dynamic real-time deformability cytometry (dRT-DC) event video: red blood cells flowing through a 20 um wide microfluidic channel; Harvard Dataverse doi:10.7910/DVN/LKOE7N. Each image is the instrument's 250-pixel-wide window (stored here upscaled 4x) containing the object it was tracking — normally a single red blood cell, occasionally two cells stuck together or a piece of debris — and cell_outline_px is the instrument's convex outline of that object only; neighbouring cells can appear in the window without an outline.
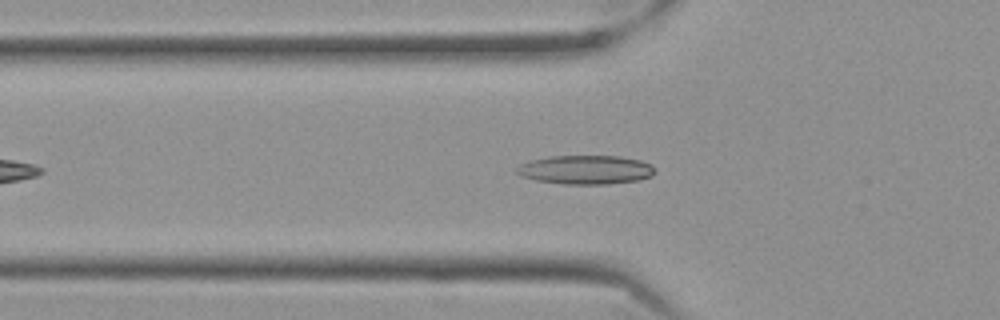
{"species": "Egyptian fruit bat (a non-hibernating species)", "species_latin": "Rousettus aegyptiacus", "temperature_condition": "cold", "stored_images_in_passage": 50, "camera_frame_rate_fps": 3000, "um_per_image_px": 0.085, "frame": {"image": 1, "passage_image": 11, "time_ms": 3.333, "image_size_px": [1000, 320], "cell_outline_px": [[656, 172], [652, 176], [640, 180], [608, 184], [564, 184], [536, 180], [520, 176], [516, 172], [516, 168], [520, 164], [532, 160], [548, 156], [620, 156], [640, 160], [656, 168]], "centroid_in_image_um": [49.8, 14.43], "position_along_channel_um": 76.0, "area_um2": 23.41}}
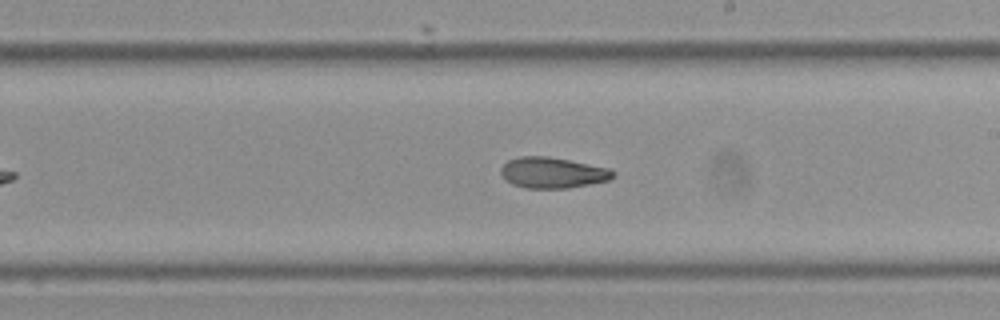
{"frame": {"image": 2, "passage_image": 25, "time_ms": 8.0, "image_size_px": [1000, 320], "cell_outline_px": [[616, 172], [608, 180], [568, 188], [528, 188], [512, 184], [504, 180], [500, 172], [500, 168], [508, 160], [520, 156], [548, 156], [608, 168]], "centroid_in_image_um": [46.91, 14.68], "position_along_channel_um": 242.1, "area_um2": 20.0}}
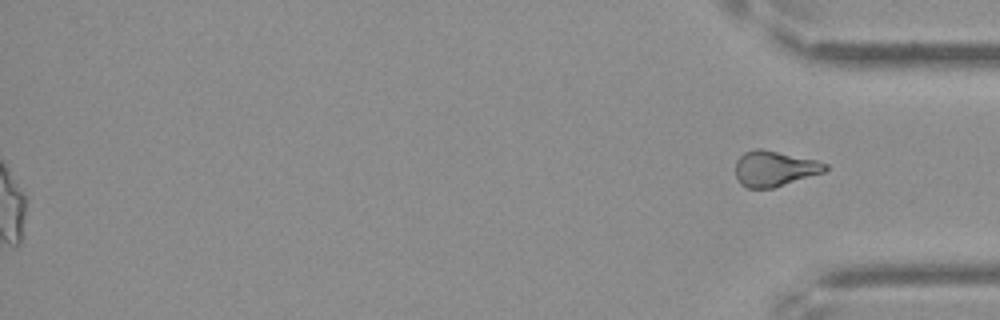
{"frame": {"image": 3, "passage_image": 50, "time_ms": 16.333, "image_size_px": [1000, 320], "cell_outline_px": [[828, 168], [824, 172], [772, 188], [748, 188], [740, 184], [736, 176], [736, 160], [744, 152], [756, 148], [760, 148], [816, 160], [828, 164]], "centroid_in_image_um": [65.81, 14.32], "position_along_channel_um": 369.4, "area_um2": 18.44}, "authors_computed_cell_mechanics": {"area_um2": 20.6635, "velocity_mm_per_s": 3.5306, "shape_relaxation_time_tau1_ms": null, "shape_relaxation_time_tau2_ms": 4.6165, "deformation_change_tau1": null, "deformation_change_tau2": 0.1193}}